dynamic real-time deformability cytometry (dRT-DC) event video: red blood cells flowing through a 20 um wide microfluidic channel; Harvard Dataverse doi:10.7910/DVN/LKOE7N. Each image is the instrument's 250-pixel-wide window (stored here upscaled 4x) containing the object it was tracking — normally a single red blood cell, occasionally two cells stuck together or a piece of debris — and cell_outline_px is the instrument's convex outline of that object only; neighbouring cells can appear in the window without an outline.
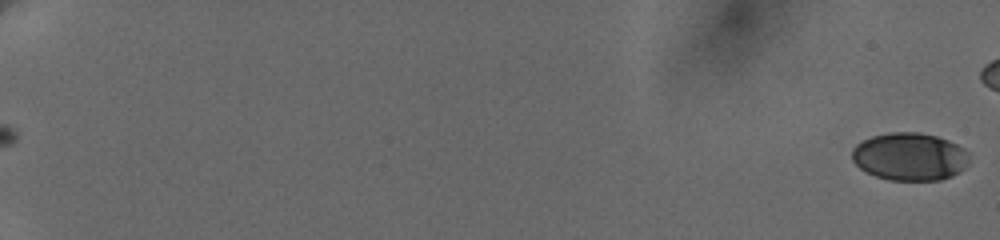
{"species": "human", "species_latin": "Homo sapiens", "temperature_condition": "cold", "stored_images_in_passage": 2, "camera_frame_rate_fps": 3000, "um_per_image_px": 0.085, "donor": {"sex": "female"}, "frame": {"image": 1, "passage_image": 2, "time_ms": 2.0, "image_size_px": [1000, 240], "cell_outline_px": [[968, 164], [960, 172], [952, 176], [940, 180], [888, 180], [876, 176], [860, 168], [852, 160], [852, 148], [856, 144], [872, 136], [888, 132], [920, 132], [936, 136], [948, 140], [964, 148], [968, 152]], "centroid_in_image_um": [77.33, 13.31], "position_along_channel_um": 7.7, "area_um2": 32.77}}